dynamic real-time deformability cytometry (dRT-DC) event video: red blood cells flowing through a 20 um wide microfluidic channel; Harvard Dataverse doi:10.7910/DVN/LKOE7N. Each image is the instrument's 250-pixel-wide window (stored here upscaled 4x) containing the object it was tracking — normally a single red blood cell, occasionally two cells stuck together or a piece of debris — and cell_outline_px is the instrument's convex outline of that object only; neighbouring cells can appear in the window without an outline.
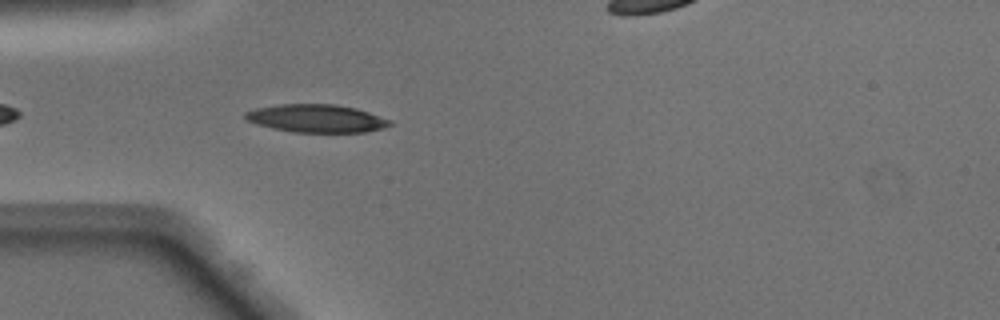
{"species": "Egyptian fruit bat (a non-hibernating species)", "species_latin": "Rousettus aegyptiacus", "temperature_condition": "warm", "stored_images_in_passage": 27, "camera_frame_rate_fps": 3000, "um_per_image_px": 0.085, "animal": {"sex": "male"}, "frame": {"image": 1, "passage_image": 5, "time_ms": 1.333, "image_size_px": [1000, 320], "cell_outline_px": [[392, 124], [384, 128], [364, 132], [292, 132], [272, 128], [248, 120], [244, 116], [244, 112], [256, 108], [280, 104], [336, 104], [356, 108], [392, 120]], "centroid_in_image_um": [26.93, 10.06], "position_along_channel_um": 58.1, "area_um2": 23.47}}
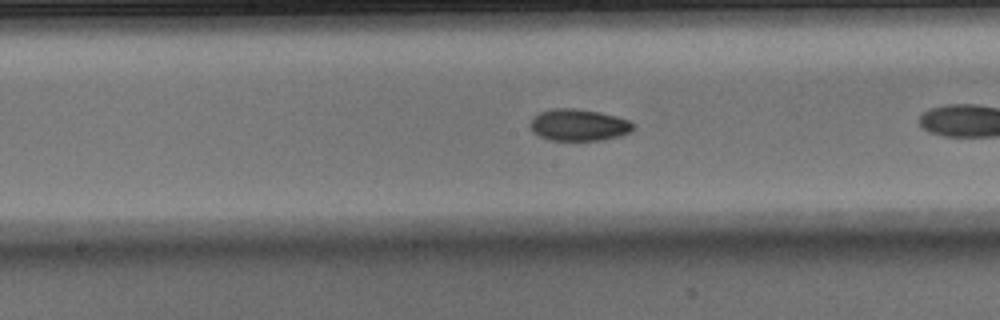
{"frame": {"image": 2, "passage_image": 13, "time_ms": 4.0, "image_size_px": [1000, 320], "cell_outline_px": [[636, 124], [628, 132], [620, 136], [600, 140], [548, 140], [532, 132], [528, 124], [532, 116], [540, 112], [556, 108], [572, 108], [600, 112], [616, 116], [628, 120]], "centroid_in_image_um": [49.14, 10.62], "position_along_channel_um": 199.1, "area_um2": 19.13}}
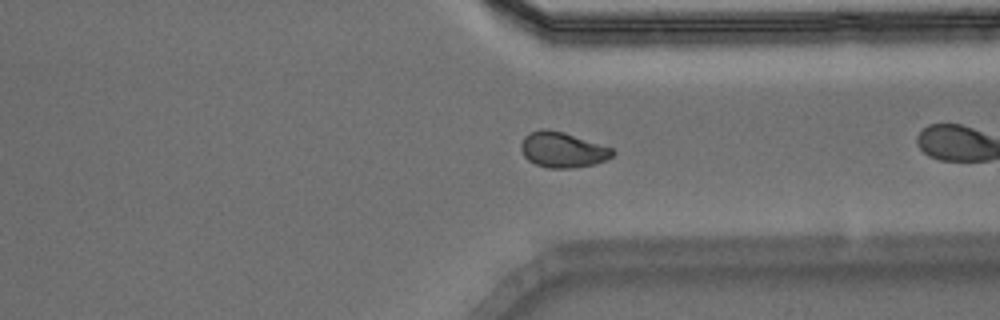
{"frame": {"image": 3, "passage_image": 25, "time_ms": 8.0, "image_size_px": [1000, 320], "cell_outline_px": [[616, 152], [612, 156], [604, 160], [592, 164], [572, 168], [548, 168], [536, 164], [528, 160], [524, 156], [520, 148], [520, 144], [524, 136], [528, 132], [540, 128], [548, 128], [564, 132], [612, 148]], "centroid_in_image_um": [47.77, 12.71], "position_along_channel_um": 363.6, "area_um2": 18.96}}